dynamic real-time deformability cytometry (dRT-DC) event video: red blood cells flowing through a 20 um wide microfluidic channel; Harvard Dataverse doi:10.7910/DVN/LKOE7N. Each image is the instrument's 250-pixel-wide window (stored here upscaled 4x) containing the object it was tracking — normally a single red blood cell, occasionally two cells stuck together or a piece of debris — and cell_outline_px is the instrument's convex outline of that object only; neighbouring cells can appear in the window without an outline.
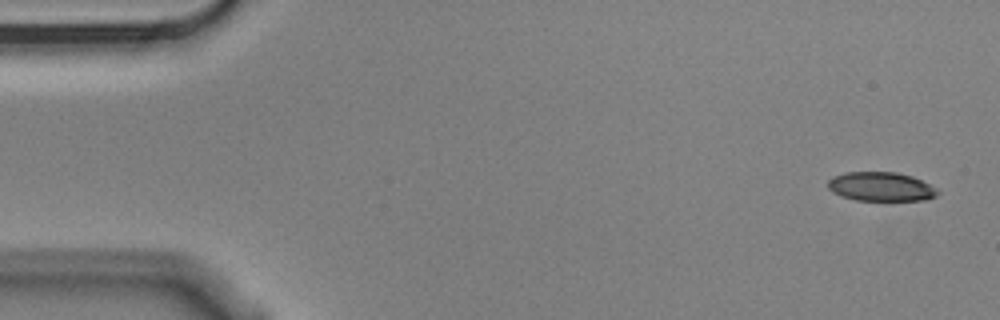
{"species": "Egyptian fruit bat (a non-hibernating species)", "species_latin": "Rousettus aegyptiacus", "temperature_condition": "cold", "stored_images_in_passage": 4, "camera_frame_rate_fps": 3000, "um_per_image_px": 0.085, "animal": {"sex": "male"}, "frame": {"image": 1, "passage_image": 1, "time_ms": 0.0, "image_size_px": [1000, 320], "cell_outline_px": [[940, 192], [936, 196], [924, 200], [856, 200], [840, 196], [832, 192], [828, 188], [828, 180], [832, 176], [844, 172], [896, 172], [912, 176], [936, 188]], "centroid_in_image_um": [74.84, 15.86], "position_along_channel_um": 10.2, "area_um2": 18.61}}
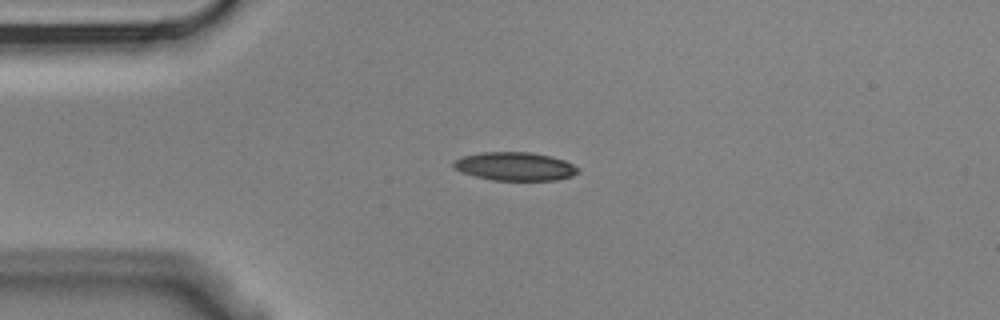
{"frame": {"image": 2, "passage_image": 4, "time_ms": 1.0, "image_size_px": [1000, 320], "cell_outline_px": [[580, 172], [572, 176], [556, 180], [492, 180], [460, 172], [452, 164], [460, 156], [480, 152], [532, 152], [552, 156], [564, 160], [580, 168]], "centroid_in_image_um": [43.79, 14.13], "position_along_channel_um": 41.2, "area_um2": 20.75}}